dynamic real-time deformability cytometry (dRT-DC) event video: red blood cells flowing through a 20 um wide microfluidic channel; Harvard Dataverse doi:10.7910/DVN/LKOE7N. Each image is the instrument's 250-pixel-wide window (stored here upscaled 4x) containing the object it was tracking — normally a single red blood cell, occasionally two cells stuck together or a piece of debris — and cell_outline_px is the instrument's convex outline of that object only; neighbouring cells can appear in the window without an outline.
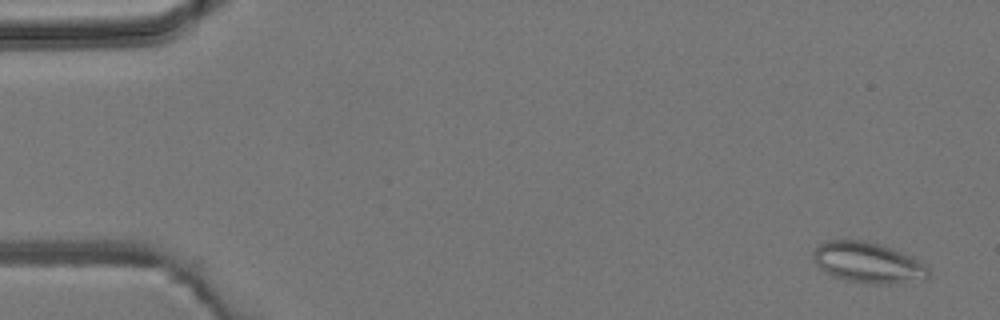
{"species": "common noctule bat (a hibernating species)", "species_latin": "Nyctalus noctula", "temperature_condition": "room temperature", "stored_images_in_passage": 5, "camera_frame_rate_fps": 3000, "um_per_image_px": 0.085, "animal": {"sex": "male", "body_mass_g": 19.2, "forearm_length_mm": 51.8}, "frame": {"image": 1, "passage_image": 1, "time_ms": 0.0, "image_size_px": [1000, 320], "cell_outline_px": [[932, 272], [924, 280], [888, 284], [872, 284], [844, 280], [824, 272], [816, 264], [812, 256], [812, 252], [824, 240], [864, 240], [880, 244], [892, 248], [912, 256], [928, 268]], "centroid_in_image_um": [73.77, 22.32], "position_along_channel_um": 11.2, "area_um2": 27.57}}